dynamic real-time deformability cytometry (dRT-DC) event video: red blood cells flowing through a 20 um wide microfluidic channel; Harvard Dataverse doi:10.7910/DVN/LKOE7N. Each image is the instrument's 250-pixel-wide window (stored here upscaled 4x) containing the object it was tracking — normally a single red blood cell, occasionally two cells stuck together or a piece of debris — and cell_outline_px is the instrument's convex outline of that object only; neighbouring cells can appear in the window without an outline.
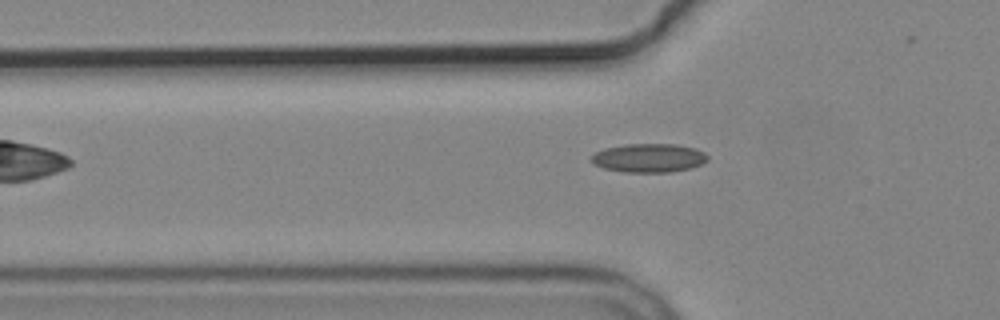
{"species": "common noctule bat (a hibernating species)", "species_latin": "Nyctalus noctula", "temperature_condition": "cold", "stored_images_in_passage": 4, "camera_frame_rate_fps": 3000, "um_per_image_px": 0.085, "animal": {"sex": "male", "body_mass_g": 19.2, "forearm_length_mm": 51.8}, "frame": {"image": 1, "passage_image": 4, "time_ms": 3.667, "image_size_px": [1000, 320], "cell_outline_px": [[708, 160], [692, 168], [672, 172], [624, 172], [604, 168], [596, 164], [592, 160], [592, 156], [596, 152], [604, 148], [624, 144], [676, 144], [696, 148], [704, 152], [708, 156]], "centroid_in_image_um": [55.2, 13.42], "position_along_channel_um": 70.6, "area_um2": 19.48}}